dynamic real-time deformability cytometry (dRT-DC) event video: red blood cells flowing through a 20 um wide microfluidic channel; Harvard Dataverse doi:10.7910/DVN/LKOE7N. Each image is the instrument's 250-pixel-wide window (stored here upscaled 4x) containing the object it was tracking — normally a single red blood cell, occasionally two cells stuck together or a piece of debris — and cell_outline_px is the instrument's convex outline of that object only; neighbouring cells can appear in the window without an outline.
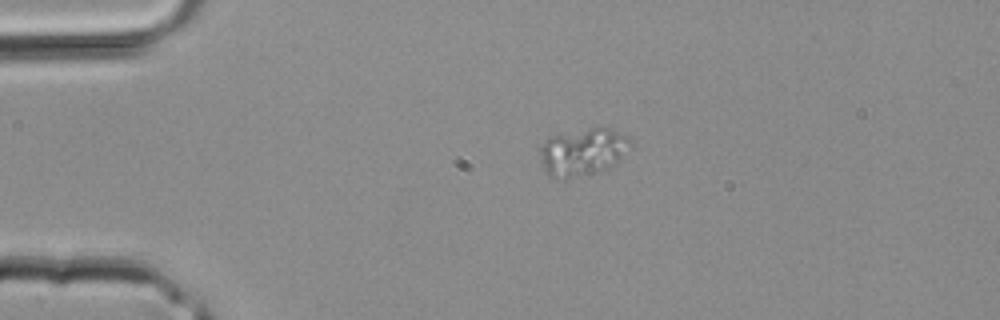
{"species": "common noctule bat (a hibernating species)", "species_latin": "Nyctalus noctula", "temperature_condition": "room temperature", "stored_images_in_passage": 3, "camera_frame_rate_fps": 3000, "um_per_image_px": 0.085, "animal": {"sex": "male", "body_mass_g": 20.4}, "frame": {"image": 1, "passage_image": 1, "time_ms": 0.0, "image_size_px": [1000, 320], "cell_outline_px": [[632, 144], [612, 164], [600, 172], [572, 176], [552, 176], [544, 168], [536, 148], [548, 136], [600, 124], [604, 124], [624, 136]], "centroid_in_image_um": [49.47, 12.81], "position_along_channel_um": 35.5, "area_um2": 24.91}}
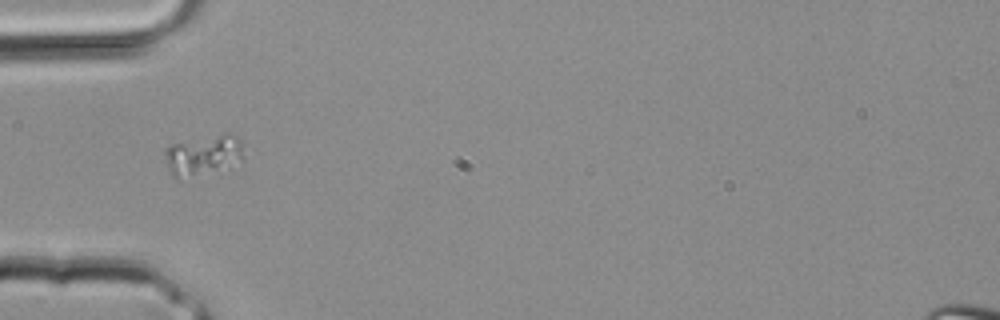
{"frame": {"image": 2, "passage_image": 2, "time_ms": 0.333, "image_size_px": [1000, 320], "cell_outline_px": [[244, 156], [240, 160], [176, 180], [172, 176], [164, 156], [164, 148], [172, 144], [228, 132], [232, 132], [240, 140]], "centroid_in_image_um": [17.22, 13.12], "position_along_channel_um": 67.8, "area_um2": 17.69}}
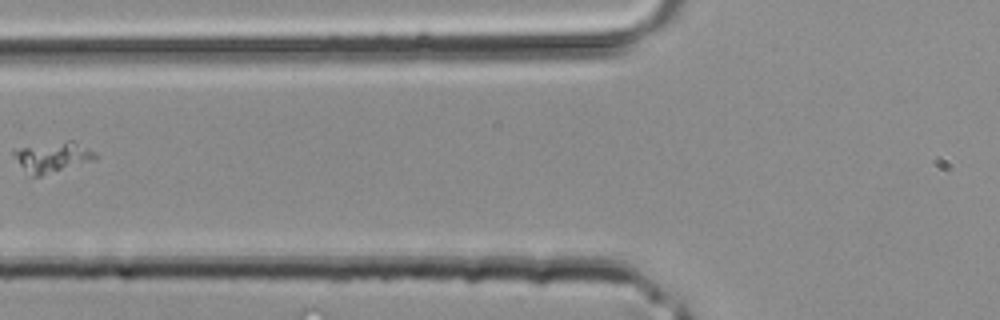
{"frame": {"image": 3, "passage_image": 3, "time_ms": 0.667, "image_size_px": [1000, 320], "cell_outline_px": [[96, 160], [40, 176], [32, 176], [20, 164], [12, 152], [12, 148], [68, 140], [72, 140], [88, 148], [96, 156]], "centroid_in_image_um": [4.46, 13.33], "position_along_channel_um": 121.3, "area_um2": 14.28}}